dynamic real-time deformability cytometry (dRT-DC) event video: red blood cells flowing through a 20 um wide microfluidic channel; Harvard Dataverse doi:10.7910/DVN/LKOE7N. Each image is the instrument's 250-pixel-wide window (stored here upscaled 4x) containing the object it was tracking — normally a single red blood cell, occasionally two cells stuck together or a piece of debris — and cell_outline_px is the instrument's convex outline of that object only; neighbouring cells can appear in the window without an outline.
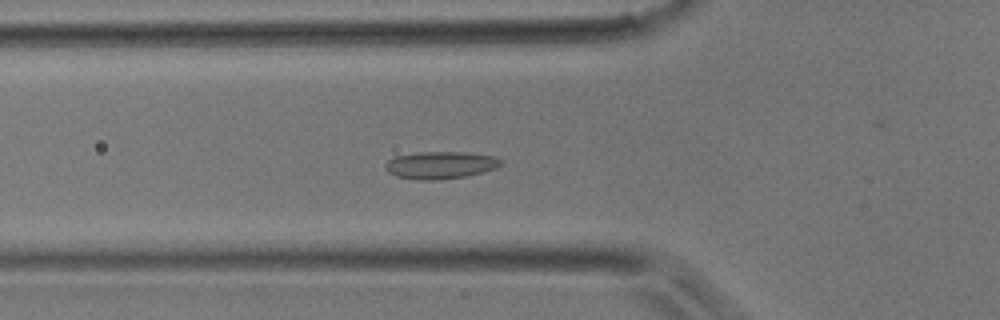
{"species": "common noctule bat (a hibernating species)", "species_latin": "Nyctalus noctula", "temperature_condition": "room temperature", "stored_images_in_passage": 40, "camera_frame_rate_fps": 3000, "um_per_image_px": 0.085, "animal": {"sex": "male", "body_mass_g": 17.9}, "frame": {"image": 1, "passage_image": 13, "time_ms": 4.0, "image_size_px": [1000, 320], "cell_outline_px": [[504, 164], [496, 168], [464, 176], [440, 180], [416, 180], [396, 176], [388, 172], [384, 168], [384, 164], [388, 160], [396, 156], [416, 152], [464, 152], [496, 156], [504, 160]], "centroid_in_image_um": [37.44, 14.03], "position_along_channel_um": 88.4, "area_um2": 18.61}}
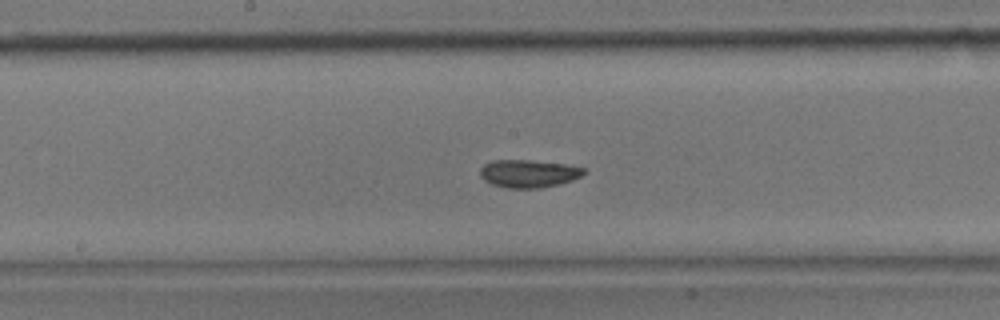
{"frame": {"image": 2, "passage_image": 20, "time_ms": 6.333, "image_size_px": [1000, 320], "cell_outline_px": [[584, 172], [580, 176], [572, 180], [560, 184], [540, 188], [508, 188], [492, 184], [484, 180], [480, 176], [480, 168], [484, 164], [492, 160], [528, 160], [564, 164], [584, 168]], "centroid_in_image_um": [44.88, 14.75], "position_along_channel_um": 203.3, "area_um2": 16.7}}
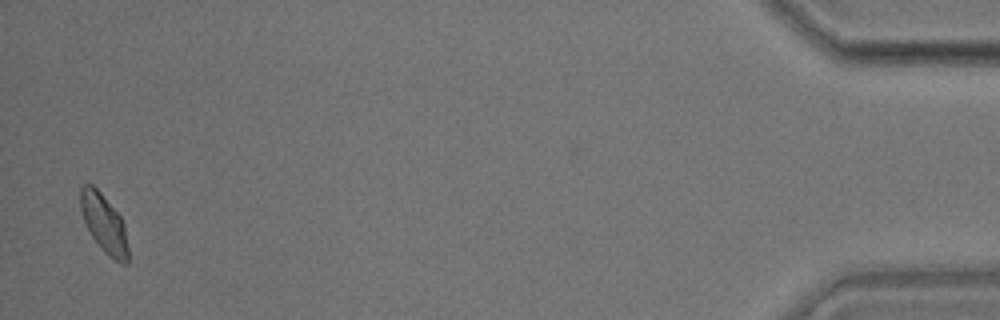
{"frame": {"image": 3, "passage_image": 39, "time_ms": 12.667, "image_size_px": [1000, 320], "cell_outline_px": [[128, 264], [120, 264], [104, 252], [92, 236], [84, 220], [80, 208], [80, 188], [84, 184], [92, 184], [100, 192], [120, 216], [124, 224], [128, 248]], "centroid_in_image_um": [8.85, 19.01], "position_along_channel_um": 426.4, "area_um2": 16.07}}